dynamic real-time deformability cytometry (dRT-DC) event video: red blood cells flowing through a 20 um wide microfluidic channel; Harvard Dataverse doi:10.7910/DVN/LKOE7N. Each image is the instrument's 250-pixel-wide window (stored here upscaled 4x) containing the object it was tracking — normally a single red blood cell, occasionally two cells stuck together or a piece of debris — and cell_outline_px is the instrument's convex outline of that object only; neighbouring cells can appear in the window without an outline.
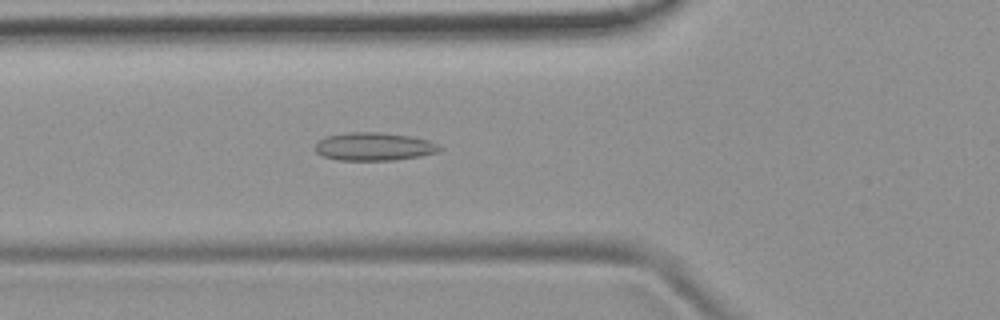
{"species": "common noctule bat (a hibernating species)", "species_latin": "Nyctalus noctula", "temperature_condition": "room temperature", "stored_images_in_passage": 52, "camera_frame_rate_fps": 3000, "um_per_image_px": 0.085, "animal": {"sex": "female", "body_mass_g": 19.9}, "frame": {"image": 1, "passage_image": 18, "time_ms": 5.667, "image_size_px": [1000, 320], "cell_outline_px": [[444, 148], [440, 152], [420, 156], [396, 160], [340, 160], [320, 156], [316, 152], [316, 144], [320, 140], [328, 136], [348, 132], [380, 132], [412, 136], [428, 140]], "centroid_in_image_um": [31.83, 12.46], "position_along_channel_um": 94.0, "area_um2": 20.46}}
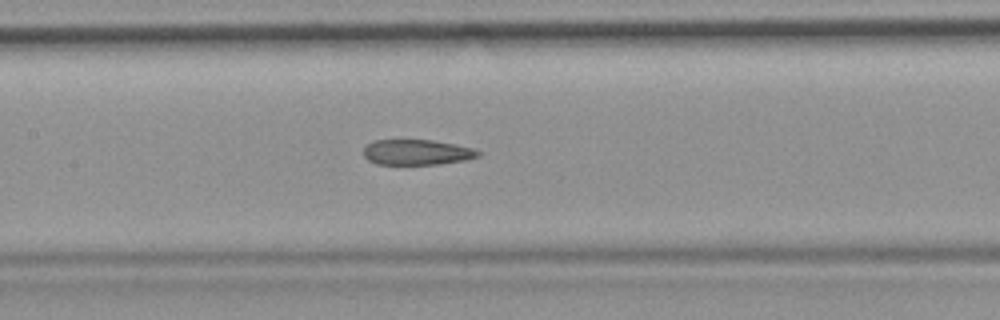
{"frame": {"image": 2, "passage_image": 24, "time_ms": 7.667, "image_size_px": [1000, 320], "cell_outline_px": [[480, 156], [468, 160], [440, 164], [376, 164], [368, 160], [364, 156], [364, 148], [372, 140], [432, 140], [456, 144], [472, 148], [480, 152]], "centroid_in_image_um": [35.45, 12.94], "position_along_channel_um": 171.9, "area_um2": 17.05}}
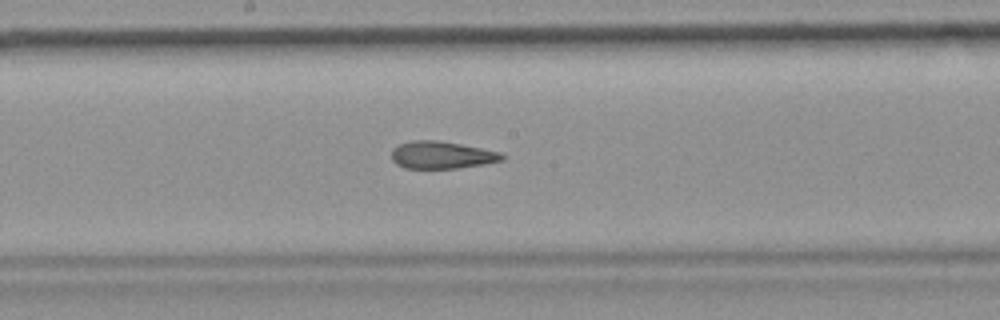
{"frame": {"image": 3, "passage_image": 27, "time_ms": 8.667, "image_size_px": [1000, 320], "cell_outline_px": [[508, 156], [504, 160], [484, 164], [456, 168], [404, 168], [396, 164], [392, 160], [392, 148], [396, 144], [412, 140], [436, 140], [460, 144], [500, 152]], "centroid_in_image_um": [37.53, 13.17], "position_along_channel_um": 210.7, "area_um2": 17.74}, "authors_computed_cell_mechanics": {"area_um2": 18.9584, "velocity_mm_per_s": 3.8817, "shape_relaxation_time_tau1_ms": null, "shape_relaxation_time_tau2_ms": 2.1201, "deformation_change_tau1": null, "deformation_change_tau2": 0.0865}}